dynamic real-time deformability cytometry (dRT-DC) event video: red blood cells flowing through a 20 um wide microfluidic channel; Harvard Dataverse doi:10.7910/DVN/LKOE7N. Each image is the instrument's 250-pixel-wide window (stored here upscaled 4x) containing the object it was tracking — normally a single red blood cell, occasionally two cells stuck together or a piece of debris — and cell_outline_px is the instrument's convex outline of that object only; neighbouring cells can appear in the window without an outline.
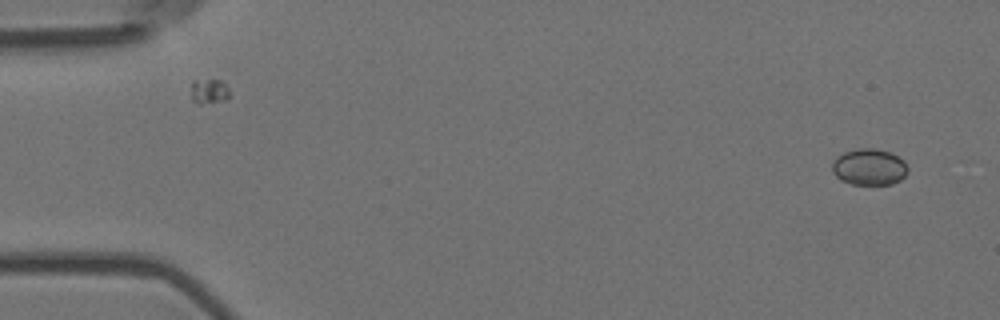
{"species": "Egyptian fruit bat (a non-hibernating species)", "species_latin": "Rousettus aegyptiacus", "temperature_condition": "room temperature", "stored_images_in_passage": 5, "camera_frame_rate_fps": 3000, "um_per_image_px": 0.085, "animal": {"sex": "female"}, "frame": {"image": 1, "passage_image": 1, "time_ms": 0.0, "image_size_px": [1000, 320], "cell_outline_px": [[908, 172], [900, 180], [892, 184], [852, 184], [840, 180], [832, 172], [832, 160], [836, 156], [844, 152], [856, 148], [872, 148], [888, 152], [904, 160], [908, 168]], "centroid_in_image_um": [73.85, 14.19], "position_along_channel_um": 11.1, "area_um2": 16.13}}
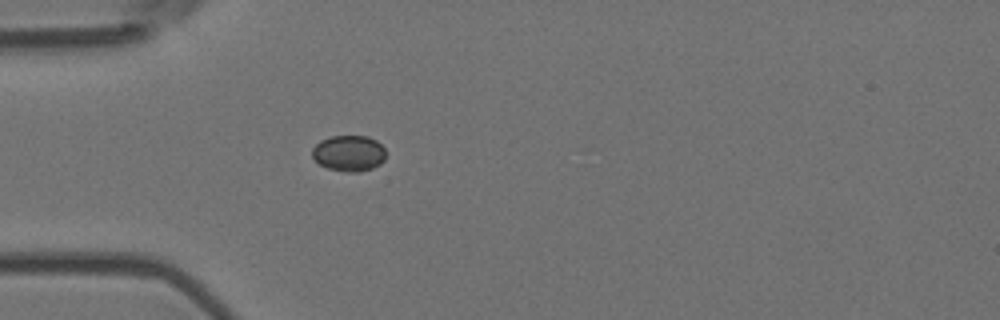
{"frame": {"image": 2, "passage_image": 5, "time_ms": 1.333, "image_size_px": [1000, 320], "cell_outline_px": [[384, 160], [380, 164], [372, 168], [360, 172], [344, 172], [328, 168], [320, 164], [312, 156], [312, 148], [320, 140], [332, 136], [368, 136], [376, 140], [384, 148]], "centroid_in_image_um": [29.65, 13.03], "position_along_channel_um": 55.4, "area_um2": 15.43}}